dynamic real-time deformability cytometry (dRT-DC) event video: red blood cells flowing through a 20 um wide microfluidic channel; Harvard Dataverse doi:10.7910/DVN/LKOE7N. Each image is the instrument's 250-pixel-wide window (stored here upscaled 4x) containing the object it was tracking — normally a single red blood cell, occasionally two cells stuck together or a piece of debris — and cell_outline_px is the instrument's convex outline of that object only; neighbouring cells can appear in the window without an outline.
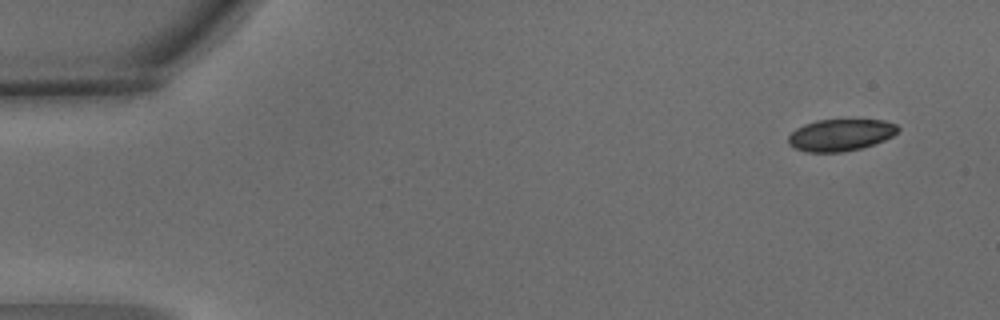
{"species": "common noctule bat (a hibernating species)", "species_latin": "Nyctalus noctula", "temperature_condition": "warm", "stored_images_in_passage": 5, "camera_frame_rate_fps": 3000, "um_per_image_px": 0.085, "animal": {"sex": "male", "body_mass_g": 15.6}, "frame": {"image": 1, "passage_image": 1, "time_ms": 0.0, "image_size_px": [1000, 320], "cell_outline_px": [[900, 128], [892, 136], [884, 140], [860, 148], [844, 152], [804, 152], [788, 144], [788, 136], [796, 128], [804, 124], [816, 120], [884, 120], [896, 124]], "centroid_in_image_um": [71.42, 11.47], "position_along_channel_um": 13.6, "area_um2": 20.29}}
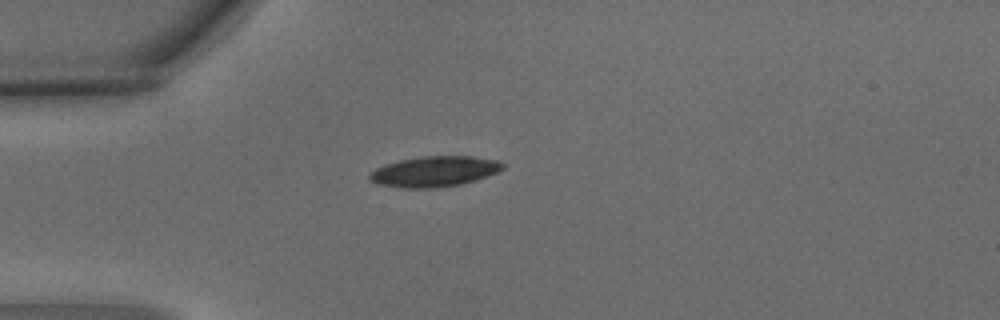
{"frame": {"image": 2, "passage_image": 4, "time_ms": 1.0, "image_size_px": [1000, 320], "cell_outline_px": [[504, 168], [496, 172], [476, 180], [460, 184], [432, 188], [400, 188], [376, 184], [368, 180], [368, 176], [376, 168], [384, 164], [400, 160], [424, 156], [472, 156], [500, 160], [504, 164]], "centroid_in_image_um": [36.9, 14.57], "position_along_channel_um": 48.1, "area_um2": 23.76}}